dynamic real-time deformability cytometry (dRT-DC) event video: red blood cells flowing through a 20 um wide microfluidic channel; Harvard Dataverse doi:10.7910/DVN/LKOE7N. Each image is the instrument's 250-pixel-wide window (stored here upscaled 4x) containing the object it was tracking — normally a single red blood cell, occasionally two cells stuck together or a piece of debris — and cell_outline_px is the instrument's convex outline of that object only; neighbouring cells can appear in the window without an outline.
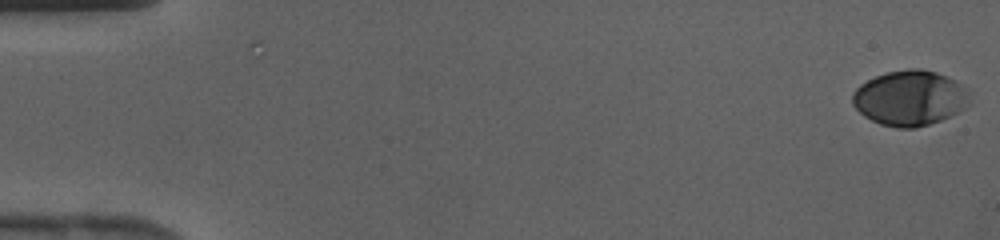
{"species": "human", "species_latin": "Homo sapiens", "temperature_condition": "cold", "stored_images_in_passage": 43, "camera_frame_rate_fps": 3000, "um_per_image_px": 0.085, "donor": {"sex": "female"}, "frame": {"image": 1, "passage_image": 1, "time_ms": 0.0, "image_size_px": [1000, 240], "cell_outline_px": [[972, 104], [940, 120], [916, 128], [896, 128], [880, 124], [864, 116], [852, 104], [852, 92], [860, 84], [876, 76], [888, 72], [908, 68], [920, 68], [936, 72], [960, 84], [968, 92]], "centroid_in_image_um": [77.32, 8.34], "position_along_channel_um": 7.7, "area_um2": 37.57}}
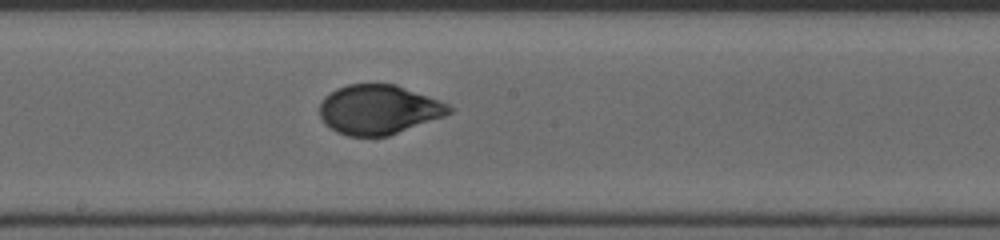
{"frame": {"image": 2, "passage_image": 24, "time_ms": 7.667, "image_size_px": [1000, 240], "cell_outline_px": [[452, 112], [444, 116], [388, 136], [348, 136], [336, 132], [324, 124], [320, 116], [320, 104], [324, 96], [336, 88], [348, 84], [396, 84], [440, 100], [448, 104], [452, 108]], "centroid_in_image_um": [32.16, 9.31], "position_along_channel_um": 216.0, "area_um2": 37.4}}
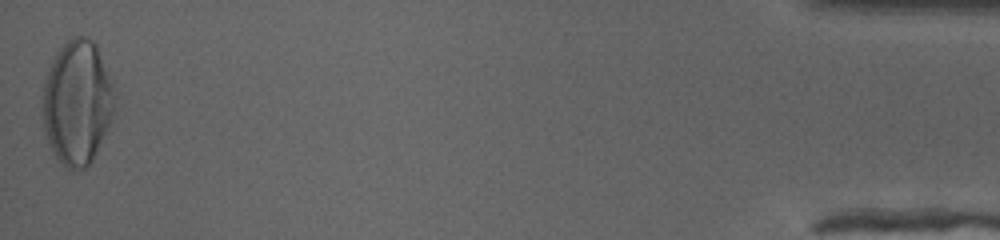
{"frame": {"image": 3, "passage_image": 43, "time_ms": 14.0, "image_size_px": [1000, 240], "cell_outline_px": [[116, 96], [112, 120], [92, 160], [84, 168], [64, 168], [56, 156], [44, 132], [40, 116], [40, 96], [44, 80], [52, 60], [56, 52], [72, 36], [84, 36], [92, 40], [96, 44], [112, 84]], "centroid_in_image_um": [6.52, 8.7], "position_along_channel_um": 428.7, "area_um2": 52.71}}